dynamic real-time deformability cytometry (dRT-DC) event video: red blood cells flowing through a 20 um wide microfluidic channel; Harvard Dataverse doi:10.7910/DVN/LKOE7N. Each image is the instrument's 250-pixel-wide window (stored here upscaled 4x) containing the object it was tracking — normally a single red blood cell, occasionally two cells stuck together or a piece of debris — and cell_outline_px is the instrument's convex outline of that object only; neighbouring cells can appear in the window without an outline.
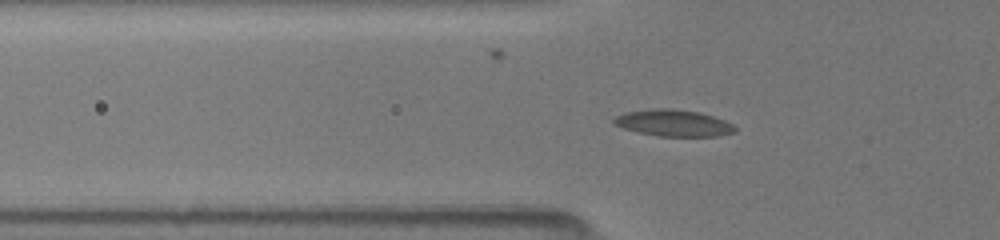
{"species": "common noctule bat (a hibernating species)", "species_latin": "Nyctalus noctula", "temperature_condition": "room temperature", "stored_images_in_passage": 52, "camera_frame_rate_fps": 3000, "um_per_image_px": 0.085, "animal": {"sex": "female", "body_mass_g": 19.5, "forearm_length_mm": 54.1}, "frame": {"image": 1, "passage_image": 7, "time_ms": 1.0, "image_size_px": [1000, 240], "cell_outline_px": [[736, 132], [716, 136], [656, 136], [624, 128], [612, 124], [612, 120], [616, 116], [624, 112], [652, 108], [672, 108], [700, 112], [724, 120], [732, 124], [736, 128]], "centroid_in_image_um": [57.22, 10.44], "position_along_channel_um": 68.6, "area_um2": 18.84}}
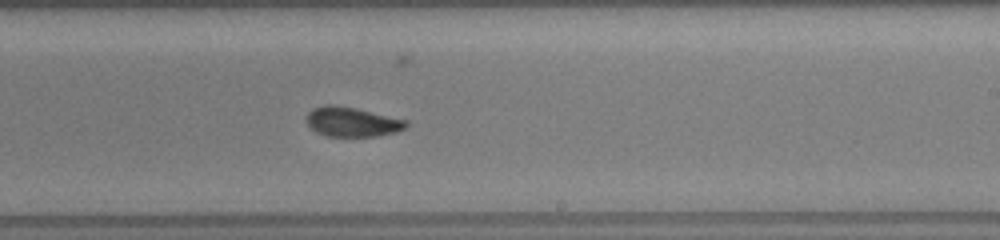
{"frame": {"image": 2, "passage_image": 27, "time_ms": 5.667, "image_size_px": [1000, 240], "cell_outline_px": [[408, 124], [404, 128], [396, 132], [376, 136], [324, 136], [316, 132], [304, 120], [304, 116], [312, 108], [324, 104], [336, 104], [356, 108], [408, 120]], "centroid_in_image_um": [29.87, 10.34], "position_along_channel_um": 259.1, "area_um2": 17.46}}
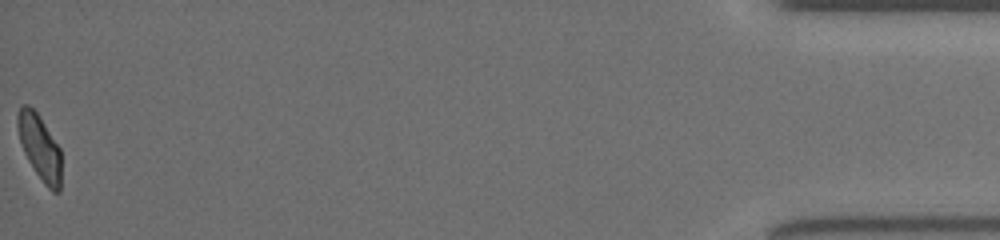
{"frame": {"image": 3, "passage_image": 52, "time_ms": 12.0, "image_size_px": [1000, 240], "cell_outline_px": [[60, 192], [52, 192], [44, 184], [28, 160], [24, 152], [20, 140], [16, 124], [16, 116], [20, 104], [28, 104], [40, 116], [60, 148]], "centroid_in_image_um": [3.35, 12.47], "position_along_channel_um": 431.8, "area_um2": 16.59}}